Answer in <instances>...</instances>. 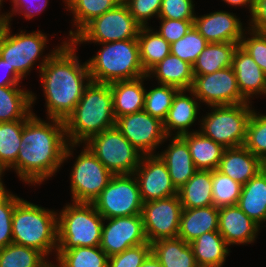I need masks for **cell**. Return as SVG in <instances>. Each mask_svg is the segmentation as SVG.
Wrapping results in <instances>:
<instances>
[{"instance_id":"cell-32","label":"cell","mask_w":266,"mask_h":267,"mask_svg":"<svg viewBox=\"0 0 266 267\" xmlns=\"http://www.w3.org/2000/svg\"><path fill=\"white\" fill-rule=\"evenodd\" d=\"M178 195L183 209L212 206V171L197 170L178 190Z\"/></svg>"},{"instance_id":"cell-49","label":"cell","mask_w":266,"mask_h":267,"mask_svg":"<svg viewBox=\"0 0 266 267\" xmlns=\"http://www.w3.org/2000/svg\"><path fill=\"white\" fill-rule=\"evenodd\" d=\"M161 21L159 30L156 31L169 43L172 44L182 38L192 27L194 20H173L158 18Z\"/></svg>"},{"instance_id":"cell-5","label":"cell","mask_w":266,"mask_h":267,"mask_svg":"<svg viewBox=\"0 0 266 267\" xmlns=\"http://www.w3.org/2000/svg\"><path fill=\"white\" fill-rule=\"evenodd\" d=\"M96 55L87 60L91 81L112 83L147 75L140 62L137 39L101 43Z\"/></svg>"},{"instance_id":"cell-15","label":"cell","mask_w":266,"mask_h":267,"mask_svg":"<svg viewBox=\"0 0 266 267\" xmlns=\"http://www.w3.org/2000/svg\"><path fill=\"white\" fill-rule=\"evenodd\" d=\"M116 127L142 155H156L157 148L166 142L163 122L144 110L119 117Z\"/></svg>"},{"instance_id":"cell-38","label":"cell","mask_w":266,"mask_h":267,"mask_svg":"<svg viewBox=\"0 0 266 267\" xmlns=\"http://www.w3.org/2000/svg\"><path fill=\"white\" fill-rule=\"evenodd\" d=\"M53 263L37 249L11 243L0 248V267H51Z\"/></svg>"},{"instance_id":"cell-50","label":"cell","mask_w":266,"mask_h":267,"mask_svg":"<svg viewBox=\"0 0 266 267\" xmlns=\"http://www.w3.org/2000/svg\"><path fill=\"white\" fill-rule=\"evenodd\" d=\"M248 27L266 34V0H255V8L248 20Z\"/></svg>"},{"instance_id":"cell-34","label":"cell","mask_w":266,"mask_h":267,"mask_svg":"<svg viewBox=\"0 0 266 267\" xmlns=\"http://www.w3.org/2000/svg\"><path fill=\"white\" fill-rule=\"evenodd\" d=\"M122 0H64L65 9L73 15L76 30H70L67 39L71 41L89 22L113 9Z\"/></svg>"},{"instance_id":"cell-21","label":"cell","mask_w":266,"mask_h":267,"mask_svg":"<svg viewBox=\"0 0 266 267\" xmlns=\"http://www.w3.org/2000/svg\"><path fill=\"white\" fill-rule=\"evenodd\" d=\"M189 93L187 95L186 93ZM194 93L189 90H179L174 96L172 105L166 119L163 121V129L166 136H182L191 133L190 127L197 120L201 103ZM174 131V132H173Z\"/></svg>"},{"instance_id":"cell-9","label":"cell","mask_w":266,"mask_h":267,"mask_svg":"<svg viewBox=\"0 0 266 267\" xmlns=\"http://www.w3.org/2000/svg\"><path fill=\"white\" fill-rule=\"evenodd\" d=\"M141 27L122 0L113 9L89 22L71 41L78 47L83 42L99 45L137 39Z\"/></svg>"},{"instance_id":"cell-26","label":"cell","mask_w":266,"mask_h":267,"mask_svg":"<svg viewBox=\"0 0 266 267\" xmlns=\"http://www.w3.org/2000/svg\"><path fill=\"white\" fill-rule=\"evenodd\" d=\"M35 95L21 86L0 87V123L27 120L34 113Z\"/></svg>"},{"instance_id":"cell-14","label":"cell","mask_w":266,"mask_h":267,"mask_svg":"<svg viewBox=\"0 0 266 267\" xmlns=\"http://www.w3.org/2000/svg\"><path fill=\"white\" fill-rule=\"evenodd\" d=\"M182 205L179 195L144 202L143 227L149 243L162 238H175L179 232Z\"/></svg>"},{"instance_id":"cell-48","label":"cell","mask_w":266,"mask_h":267,"mask_svg":"<svg viewBox=\"0 0 266 267\" xmlns=\"http://www.w3.org/2000/svg\"><path fill=\"white\" fill-rule=\"evenodd\" d=\"M12 10L0 14L4 22L11 23L12 17L21 14L27 20L39 15L48 5L49 0H11ZM14 14V15H13Z\"/></svg>"},{"instance_id":"cell-18","label":"cell","mask_w":266,"mask_h":267,"mask_svg":"<svg viewBox=\"0 0 266 267\" xmlns=\"http://www.w3.org/2000/svg\"><path fill=\"white\" fill-rule=\"evenodd\" d=\"M233 12L218 10L195 16L193 26L208 43H241L244 32L240 18Z\"/></svg>"},{"instance_id":"cell-10","label":"cell","mask_w":266,"mask_h":267,"mask_svg":"<svg viewBox=\"0 0 266 267\" xmlns=\"http://www.w3.org/2000/svg\"><path fill=\"white\" fill-rule=\"evenodd\" d=\"M84 144L113 175L133 174L142 157L116 126L92 136Z\"/></svg>"},{"instance_id":"cell-43","label":"cell","mask_w":266,"mask_h":267,"mask_svg":"<svg viewBox=\"0 0 266 267\" xmlns=\"http://www.w3.org/2000/svg\"><path fill=\"white\" fill-rule=\"evenodd\" d=\"M21 199L6 187L0 190V248L12 243V216L16 203Z\"/></svg>"},{"instance_id":"cell-42","label":"cell","mask_w":266,"mask_h":267,"mask_svg":"<svg viewBox=\"0 0 266 267\" xmlns=\"http://www.w3.org/2000/svg\"><path fill=\"white\" fill-rule=\"evenodd\" d=\"M207 44V40L193 26L182 38L170 44V52L193 65Z\"/></svg>"},{"instance_id":"cell-37","label":"cell","mask_w":266,"mask_h":267,"mask_svg":"<svg viewBox=\"0 0 266 267\" xmlns=\"http://www.w3.org/2000/svg\"><path fill=\"white\" fill-rule=\"evenodd\" d=\"M108 255L96 247H75L68 250H57L53 267H108Z\"/></svg>"},{"instance_id":"cell-54","label":"cell","mask_w":266,"mask_h":267,"mask_svg":"<svg viewBox=\"0 0 266 267\" xmlns=\"http://www.w3.org/2000/svg\"><path fill=\"white\" fill-rule=\"evenodd\" d=\"M2 176H4V174H2L1 172H0V190H2L5 186V184H3L4 182L2 181L3 179H2Z\"/></svg>"},{"instance_id":"cell-4","label":"cell","mask_w":266,"mask_h":267,"mask_svg":"<svg viewBox=\"0 0 266 267\" xmlns=\"http://www.w3.org/2000/svg\"><path fill=\"white\" fill-rule=\"evenodd\" d=\"M57 212L21 198L13 210L12 243L37 249L47 258L53 252L56 256Z\"/></svg>"},{"instance_id":"cell-28","label":"cell","mask_w":266,"mask_h":267,"mask_svg":"<svg viewBox=\"0 0 266 267\" xmlns=\"http://www.w3.org/2000/svg\"><path fill=\"white\" fill-rule=\"evenodd\" d=\"M147 77H155L158 84L169 85L179 90H189L193 83L192 65L169 54L147 72Z\"/></svg>"},{"instance_id":"cell-1","label":"cell","mask_w":266,"mask_h":267,"mask_svg":"<svg viewBox=\"0 0 266 267\" xmlns=\"http://www.w3.org/2000/svg\"><path fill=\"white\" fill-rule=\"evenodd\" d=\"M46 120L35 113L26 120L21 138L23 146L16 162L9 168L16 172L19 180L33 186H40L43 181L56 175L63 163L74 155L75 148L80 146L67 142L64 121L54 118Z\"/></svg>"},{"instance_id":"cell-33","label":"cell","mask_w":266,"mask_h":267,"mask_svg":"<svg viewBox=\"0 0 266 267\" xmlns=\"http://www.w3.org/2000/svg\"><path fill=\"white\" fill-rule=\"evenodd\" d=\"M239 43H208L192 65L193 76L206 75L231 67Z\"/></svg>"},{"instance_id":"cell-35","label":"cell","mask_w":266,"mask_h":267,"mask_svg":"<svg viewBox=\"0 0 266 267\" xmlns=\"http://www.w3.org/2000/svg\"><path fill=\"white\" fill-rule=\"evenodd\" d=\"M151 28L141 27L137 37L140 62L146 73L171 53L170 44Z\"/></svg>"},{"instance_id":"cell-53","label":"cell","mask_w":266,"mask_h":267,"mask_svg":"<svg viewBox=\"0 0 266 267\" xmlns=\"http://www.w3.org/2000/svg\"><path fill=\"white\" fill-rule=\"evenodd\" d=\"M140 267H163L159 260L151 252L146 259L143 261Z\"/></svg>"},{"instance_id":"cell-16","label":"cell","mask_w":266,"mask_h":267,"mask_svg":"<svg viewBox=\"0 0 266 267\" xmlns=\"http://www.w3.org/2000/svg\"><path fill=\"white\" fill-rule=\"evenodd\" d=\"M143 243L149 242L145 236L142 214L104 219L100 248L108 257Z\"/></svg>"},{"instance_id":"cell-29","label":"cell","mask_w":266,"mask_h":267,"mask_svg":"<svg viewBox=\"0 0 266 267\" xmlns=\"http://www.w3.org/2000/svg\"><path fill=\"white\" fill-rule=\"evenodd\" d=\"M198 267H223L230 248L218 231L206 232L190 243Z\"/></svg>"},{"instance_id":"cell-25","label":"cell","mask_w":266,"mask_h":267,"mask_svg":"<svg viewBox=\"0 0 266 267\" xmlns=\"http://www.w3.org/2000/svg\"><path fill=\"white\" fill-rule=\"evenodd\" d=\"M218 221L219 208L214 205L183 209L177 237L191 243L203 233L218 231Z\"/></svg>"},{"instance_id":"cell-41","label":"cell","mask_w":266,"mask_h":267,"mask_svg":"<svg viewBox=\"0 0 266 267\" xmlns=\"http://www.w3.org/2000/svg\"><path fill=\"white\" fill-rule=\"evenodd\" d=\"M253 110L244 146L266 165V115Z\"/></svg>"},{"instance_id":"cell-11","label":"cell","mask_w":266,"mask_h":267,"mask_svg":"<svg viewBox=\"0 0 266 267\" xmlns=\"http://www.w3.org/2000/svg\"><path fill=\"white\" fill-rule=\"evenodd\" d=\"M71 201L93 203L114 176L83 144L70 172Z\"/></svg>"},{"instance_id":"cell-40","label":"cell","mask_w":266,"mask_h":267,"mask_svg":"<svg viewBox=\"0 0 266 267\" xmlns=\"http://www.w3.org/2000/svg\"><path fill=\"white\" fill-rule=\"evenodd\" d=\"M242 186L217 169L212 171V198L217 208L237 205Z\"/></svg>"},{"instance_id":"cell-8","label":"cell","mask_w":266,"mask_h":267,"mask_svg":"<svg viewBox=\"0 0 266 267\" xmlns=\"http://www.w3.org/2000/svg\"><path fill=\"white\" fill-rule=\"evenodd\" d=\"M210 111L199 119V132L224 148L243 146L247 125L253 113L251 103L209 106Z\"/></svg>"},{"instance_id":"cell-22","label":"cell","mask_w":266,"mask_h":267,"mask_svg":"<svg viewBox=\"0 0 266 267\" xmlns=\"http://www.w3.org/2000/svg\"><path fill=\"white\" fill-rule=\"evenodd\" d=\"M170 138V139H168ZM171 141L166 149L157 155L166 164L170 178L179 190L197 171L187 142L181 136H166Z\"/></svg>"},{"instance_id":"cell-46","label":"cell","mask_w":266,"mask_h":267,"mask_svg":"<svg viewBox=\"0 0 266 267\" xmlns=\"http://www.w3.org/2000/svg\"><path fill=\"white\" fill-rule=\"evenodd\" d=\"M194 0H162L158 18L194 20Z\"/></svg>"},{"instance_id":"cell-12","label":"cell","mask_w":266,"mask_h":267,"mask_svg":"<svg viewBox=\"0 0 266 267\" xmlns=\"http://www.w3.org/2000/svg\"><path fill=\"white\" fill-rule=\"evenodd\" d=\"M93 204L104 219L141 214L143 202L134 174L114 175Z\"/></svg>"},{"instance_id":"cell-6","label":"cell","mask_w":266,"mask_h":267,"mask_svg":"<svg viewBox=\"0 0 266 267\" xmlns=\"http://www.w3.org/2000/svg\"><path fill=\"white\" fill-rule=\"evenodd\" d=\"M104 218L93 203H68L57 212L58 250L100 246Z\"/></svg>"},{"instance_id":"cell-39","label":"cell","mask_w":266,"mask_h":267,"mask_svg":"<svg viewBox=\"0 0 266 267\" xmlns=\"http://www.w3.org/2000/svg\"><path fill=\"white\" fill-rule=\"evenodd\" d=\"M145 91L143 110L163 122L179 89L169 85L158 84L152 89L147 90L146 88Z\"/></svg>"},{"instance_id":"cell-47","label":"cell","mask_w":266,"mask_h":267,"mask_svg":"<svg viewBox=\"0 0 266 267\" xmlns=\"http://www.w3.org/2000/svg\"><path fill=\"white\" fill-rule=\"evenodd\" d=\"M131 15L142 26L148 27V20L159 16L162 0H123Z\"/></svg>"},{"instance_id":"cell-20","label":"cell","mask_w":266,"mask_h":267,"mask_svg":"<svg viewBox=\"0 0 266 267\" xmlns=\"http://www.w3.org/2000/svg\"><path fill=\"white\" fill-rule=\"evenodd\" d=\"M231 67L240 93L247 102L252 103L255 96L266 95V74L240 45L234 51Z\"/></svg>"},{"instance_id":"cell-51","label":"cell","mask_w":266,"mask_h":267,"mask_svg":"<svg viewBox=\"0 0 266 267\" xmlns=\"http://www.w3.org/2000/svg\"><path fill=\"white\" fill-rule=\"evenodd\" d=\"M0 71L3 73V77L0 76V87L3 86H20L22 77L16 71H10L9 65L0 58Z\"/></svg>"},{"instance_id":"cell-30","label":"cell","mask_w":266,"mask_h":267,"mask_svg":"<svg viewBox=\"0 0 266 267\" xmlns=\"http://www.w3.org/2000/svg\"><path fill=\"white\" fill-rule=\"evenodd\" d=\"M151 252L163 267H198L190 243L179 237L153 241Z\"/></svg>"},{"instance_id":"cell-2","label":"cell","mask_w":266,"mask_h":267,"mask_svg":"<svg viewBox=\"0 0 266 267\" xmlns=\"http://www.w3.org/2000/svg\"><path fill=\"white\" fill-rule=\"evenodd\" d=\"M77 48L72 41L65 40L38 71L47 118L65 121L91 81L87 61L81 64Z\"/></svg>"},{"instance_id":"cell-3","label":"cell","mask_w":266,"mask_h":267,"mask_svg":"<svg viewBox=\"0 0 266 267\" xmlns=\"http://www.w3.org/2000/svg\"><path fill=\"white\" fill-rule=\"evenodd\" d=\"M64 124L67 142L80 145L116 126L110 84L90 81Z\"/></svg>"},{"instance_id":"cell-13","label":"cell","mask_w":266,"mask_h":267,"mask_svg":"<svg viewBox=\"0 0 266 267\" xmlns=\"http://www.w3.org/2000/svg\"><path fill=\"white\" fill-rule=\"evenodd\" d=\"M199 102L209 106L248 103L241 95L232 67L194 76L190 89Z\"/></svg>"},{"instance_id":"cell-56","label":"cell","mask_w":266,"mask_h":267,"mask_svg":"<svg viewBox=\"0 0 266 267\" xmlns=\"http://www.w3.org/2000/svg\"><path fill=\"white\" fill-rule=\"evenodd\" d=\"M3 3V0H0V14H1V8H2V4Z\"/></svg>"},{"instance_id":"cell-44","label":"cell","mask_w":266,"mask_h":267,"mask_svg":"<svg viewBox=\"0 0 266 267\" xmlns=\"http://www.w3.org/2000/svg\"><path fill=\"white\" fill-rule=\"evenodd\" d=\"M246 28L247 31L244 32L240 46L266 74V34L254 31L249 27Z\"/></svg>"},{"instance_id":"cell-36","label":"cell","mask_w":266,"mask_h":267,"mask_svg":"<svg viewBox=\"0 0 266 267\" xmlns=\"http://www.w3.org/2000/svg\"><path fill=\"white\" fill-rule=\"evenodd\" d=\"M26 120L0 123V172L3 174L16 162Z\"/></svg>"},{"instance_id":"cell-27","label":"cell","mask_w":266,"mask_h":267,"mask_svg":"<svg viewBox=\"0 0 266 267\" xmlns=\"http://www.w3.org/2000/svg\"><path fill=\"white\" fill-rule=\"evenodd\" d=\"M237 206L263 227L266 221V166L242 186Z\"/></svg>"},{"instance_id":"cell-31","label":"cell","mask_w":266,"mask_h":267,"mask_svg":"<svg viewBox=\"0 0 266 267\" xmlns=\"http://www.w3.org/2000/svg\"><path fill=\"white\" fill-rule=\"evenodd\" d=\"M189 147V151L197 170H215L220 164L225 148L204 136L199 130L181 136Z\"/></svg>"},{"instance_id":"cell-7","label":"cell","mask_w":266,"mask_h":267,"mask_svg":"<svg viewBox=\"0 0 266 267\" xmlns=\"http://www.w3.org/2000/svg\"><path fill=\"white\" fill-rule=\"evenodd\" d=\"M61 42L50 53L43 56L47 47L48 36L42 31L21 30L17 34H12L11 23L4 22L0 29V58L10 67V71H16L22 78L29 75L33 65L38 64L39 71L47 63L51 55L64 43ZM43 56V57H42ZM41 58V61L40 59Z\"/></svg>"},{"instance_id":"cell-17","label":"cell","mask_w":266,"mask_h":267,"mask_svg":"<svg viewBox=\"0 0 266 267\" xmlns=\"http://www.w3.org/2000/svg\"><path fill=\"white\" fill-rule=\"evenodd\" d=\"M137 179L142 202H150L178 194L166 164L156 155H142L133 173Z\"/></svg>"},{"instance_id":"cell-24","label":"cell","mask_w":266,"mask_h":267,"mask_svg":"<svg viewBox=\"0 0 266 267\" xmlns=\"http://www.w3.org/2000/svg\"><path fill=\"white\" fill-rule=\"evenodd\" d=\"M145 79L148 80L147 75L134 80L109 83L113 95V112L116 120L124 115L143 111L146 92Z\"/></svg>"},{"instance_id":"cell-55","label":"cell","mask_w":266,"mask_h":267,"mask_svg":"<svg viewBox=\"0 0 266 267\" xmlns=\"http://www.w3.org/2000/svg\"><path fill=\"white\" fill-rule=\"evenodd\" d=\"M3 23H4V20L0 17V29H1L2 25H3Z\"/></svg>"},{"instance_id":"cell-19","label":"cell","mask_w":266,"mask_h":267,"mask_svg":"<svg viewBox=\"0 0 266 267\" xmlns=\"http://www.w3.org/2000/svg\"><path fill=\"white\" fill-rule=\"evenodd\" d=\"M260 227L237 205L219 208L218 232L230 247L254 243L260 233Z\"/></svg>"},{"instance_id":"cell-23","label":"cell","mask_w":266,"mask_h":267,"mask_svg":"<svg viewBox=\"0 0 266 267\" xmlns=\"http://www.w3.org/2000/svg\"><path fill=\"white\" fill-rule=\"evenodd\" d=\"M265 166L257 156L243 145L225 148L217 170L244 185Z\"/></svg>"},{"instance_id":"cell-52","label":"cell","mask_w":266,"mask_h":267,"mask_svg":"<svg viewBox=\"0 0 266 267\" xmlns=\"http://www.w3.org/2000/svg\"><path fill=\"white\" fill-rule=\"evenodd\" d=\"M224 3L230 5V6H245L248 8L250 12V17L252 16L255 8V0H222Z\"/></svg>"},{"instance_id":"cell-45","label":"cell","mask_w":266,"mask_h":267,"mask_svg":"<svg viewBox=\"0 0 266 267\" xmlns=\"http://www.w3.org/2000/svg\"><path fill=\"white\" fill-rule=\"evenodd\" d=\"M151 253V243H143L127 248L108 259V267H140Z\"/></svg>"}]
</instances>
